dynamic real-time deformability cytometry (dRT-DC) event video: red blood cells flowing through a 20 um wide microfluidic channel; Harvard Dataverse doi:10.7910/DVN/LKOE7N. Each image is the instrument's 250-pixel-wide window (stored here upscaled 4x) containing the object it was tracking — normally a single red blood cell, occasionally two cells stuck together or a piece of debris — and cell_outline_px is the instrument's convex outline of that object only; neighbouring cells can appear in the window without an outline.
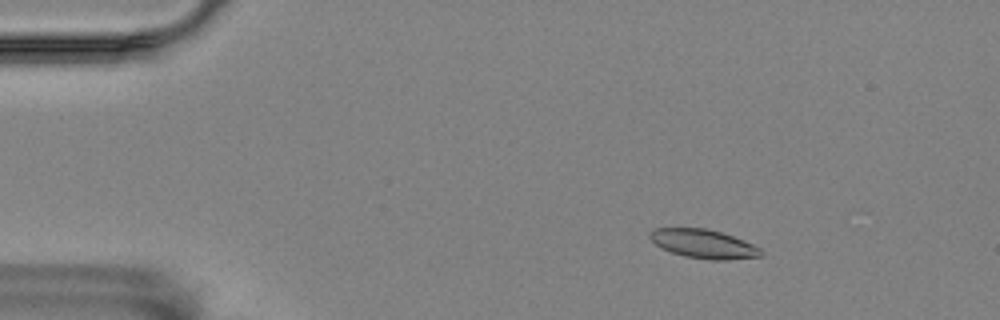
{"species": "Egyptian fruit bat (a non-hibernating species)", "species_latin": "Rousettus aegyptiacus", "temperature_condition": "room temperature", "stored_images_in_passage": 4, "camera_frame_rate_fps": 3000, "um_per_image_px": 0.085, "animal": {"sex": "female"}, "frame": {"image": 1, "passage_image": 2, "time_ms": 0.333, "image_size_px": [1000, 320], "cell_outline_px": [[764, 256], [724, 260], [712, 260], [684, 256], [660, 248], [648, 236], [648, 232], [656, 228], [704, 228], [720, 232], [744, 240], [760, 248], [764, 252]], "centroid_in_image_um": [59.81, 20.73], "position_along_channel_um": 25.2, "area_um2": 18.67}}